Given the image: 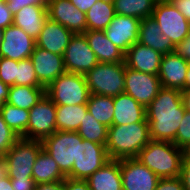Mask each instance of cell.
I'll return each instance as SVG.
<instances>
[{
	"label": "cell",
	"instance_id": "6da1fadb",
	"mask_svg": "<svg viewBox=\"0 0 190 190\" xmlns=\"http://www.w3.org/2000/svg\"><path fill=\"white\" fill-rule=\"evenodd\" d=\"M185 110L182 91L161 87L155 99L146 107L150 139L173 142Z\"/></svg>",
	"mask_w": 190,
	"mask_h": 190
},
{
	"label": "cell",
	"instance_id": "7a4b0ae2",
	"mask_svg": "<svg viewBox=\"0 0 190 190\" xmlns=\"http://www.w3.org/2000/svg\"><path fill=\"white\" fill-rule=\"evenodd\" d=\"M151 141L148 122L112 125L108 128L106 151L110 159L136 158Z\"/></svg>",
	"mask_w": 190,
	"mask_h": 190
},
{
	"label": "cell",
	"instance_id": "3957f363",
	"mask_svg": "<svg viewBox=\"0 0 190 190\" xmlns=\"http://www.w3.org/2000/svg\"><path fill=\"white\" fill-rule=\"evenodd\" d=\"M185 150L173 142L151 140L136 159L159 178L180 177Z\"/></svg>",
	"mask_w": 190,
	"mask_h": 190
},
{
	"label": "cell",
	"instance_id": "277c9868",
	"mask_svg": "<svg viewBox=\"0 0 190 190\" xmlns=\"http://www.w3.org/2000/svg\"><path fill=\"white\" fill-rule=\"evenodd\" d=\"M43 149L40 140L19 138L1 158L10 179H33L32 170L36 158Z\"/></svg>",
	"mask_w": 190,
	"mask_h": 190
},
{
	"label": "cell",
	"instance_id": "5b68a950",
	"mask_svg": "<svg viewBox=\"0 0 190 190\" xmlns=\"http://www.w3.org/2000/svg\"><path fill=\"white\" fill-rule=\"evenodd\" d=\"M125 62L98 63L85 74L90 94L115 97L124 92Z\"/></svg>",
	"mask_w": 190,
	"mask_h": 190
},
{
	"label": "cell",
	"instance_id": "8992f818",
	"mask_svg": "<svg viewBox=\"0 0 190 190\" xmlns=\"http://www.w3.org/2000/svg\"><path fill=\"white\" fill-rule=\"evenodd\" d=\"M46 95L55 105L87 104L90 95L84 74L65 72L47 88Z\"/></svg>",
	"mask_w": 190,
	"mask_h": 190
},
{
	"label": "cell",
	"instance_id": "52a82bcc",
	"mask_svg": "<svg viewBox=\"0 0 190 190\" xmlns=\"http://www.w3.org/2000/svg\"><path fill=\"white\" fill-rule=\"evenodd\" d=\"M82 141L77 132L56 131L41 142L46 153L55 160L61 172L67 176L77 160L78 142Z\"/></svg>",
	"mask_w": 190,
	"mask_h": 190
},
{
	"label": "cell",
	"instance_id": "ba28073f",
	"mask_svg": "<svg viewBox=\"0 0 190 190\" xmlns=\"http://www.w3.org/2000/svg\"><path fill=\"white\" fill-rule=\"evenodd\" d=\"M152 18L175 47L190 34V22L168 0L156 2Z\"/></svg>",
	"mask_w": 190,
	"mask_h": 190
},
{
	"label": "cell",
	"instance_id": "9c48e42d",
	"mask_svg": "<svg viewBox=\"0 0 190 190\" xmlns=\"http://www.w3.org/2000/svg\"><path fill=\"white\" fill-rule=\"evenodd\" d=\"M110 160L105 145L83 139L82 142H78L77 160L66 177L86 180Z\"/></svg>",
	"mask_w": 190,
	"mask_h": 190
},
{
	"label": "cell",
	"instance_id": "30bf717a",
	"mask_svg": "<svg viewBox=\"0 0 190 190\" xmlns=\"http://www.w3.org/2000/svg\"><path fill=\"white\" fill-rule=\"evenodd\" d=\"M29 114L26 139L43 141L57 131L56 105L46 94L29 110Z\"/></svg>",
	"mask_w": 190,
	"mask_h": 190
},
{
	"label": "cell",
	"instance_id": "8fae6325",
	"mask_svg": "<svg viewBox=\"0 0 190 190\" xmlns=\"http://www.w3.org/2000/svg\"><path fill=\"white\" fill-rule=\"evenodd\" d=\"M66 72L86 74L98 63L84 34H74L63 55Z\"/></svg>",
	"mask_w": 190,
	"mask_h": 190
},
{
	"label": "cell",
	"instance_id": "7c38bea8",
	"mask_svg": "<svg viewBox=\"0 0 190 190\" xmlns=\"http://www.w3.org/2000/svg\"><path fill=\"white\" fill-rule=\"evenodd\" d=\"M160 88L158 75L138 72L125 66L124 92L145 108L155 99Z\"/></svg>",
	"mask_w": 190,
	"mask_h": 190
},
{
	"label": "cell",
	"instance_id": "4fadbf2b",
	"mask_svg": "<svg viewBox=\"0 0 190 190\" xmlns=\"http://www.w3.org/2000/svg\"><path fill=\"white\" fill-rule=\"evenodd\" d=\"M123 190H155L160 179L136 158L120 160Z\"/></svg>",
	"mask_w": 190,
	"mask_h": 190
},
{
	"label": "cell",
	"instance_id": "5bb4252c",
	"mask_svg": "<svg viewBox=\"0 0 190 190\" xmlns=\"http://www.w3.org/2000/svg\"><path fill=\"white\" fill-rule=\"evenodd\" d=\"M3 34L4 39L0 44V57H6L15 61L31 57L36 46L35 39L13 24L4 28Z\"/></svg>",
	"mask_w": 190,
	"mask_h": 190
},
{
	"label": "cell",
	"instance_id": "9a60e30c",
	"mask_svg": "<svg viewBox=\"0 0 190 190\" xmlns=\"http://www.w3.org/2000/svg\"><path fill=\"white\" fill-rule=\"evenodd\" d=\"M140 22L139 18L116 14L104 32L115 46L126 53L138 41Z\"/></svg>",
	"mask_w": 190,
	"mask_h": 190
},
{
	"label": "cell",
	"instance_id": "2e32d148",
	"mask_svg": "<svg viewBox=\"0 0 190 190\" xmlns=\"http://www.w3.org/2000/svg\"><path fill=\"white\" fill-rule=\"evenodd\" d=\"M48 18L65 26L74 34L87 31L86 14L78 10L70 0H50L47 5Z\"/></svg>",
	"mask_w": 190,
	"mask_h": 190
},
{
	"label": "cell",
	"instance_id": "e0dca14e",
	"mask_svg": "<svg viewBox=\"0 0 190 190\" xmlns=\"http://www.w3.org/2000/svg\"><path fill=\"white\" fill-rule=\"evenodd\" d=\"M30 59L38 81L47 88L55 79L66 72L62 55L51 53L35 46Z\"/></svg>",
	"mask_w": 190,
	"mask_h": 190
},
{
	"label": "cell",
	"instance_id": "ac0fdd59",
	"mask_svg": "<svg viewBox=\"0 0 190 190\" xmlns=\"http://www.w3.org/2000/svg\"><path fill=\"white\" fill-rule=\"evenodd\" d=\"M189 62L176 52L162 55L158 77L161 87L183 91Z\"/></svg>",
	"mask_w": 190,
	"mask_h": 190
},
{
	"label": "cell",
	"instance_id": "d6986e66",
	"mask_svg": "<svg viewBox=\"0 0 190 190\" xmlns=\"http://www.w3.org/2000/svg\"><path fill=\"white\" fill-rule=\"evenodd\" d=\"M162 54L152 48L134 43L125 53L126 67L143 73L158 75Z\"/></svg>",
	"mask_w": 190,
	"mask_h": 190
},
{
	"label": "cell",
	"instance_id": "ffe728a7",
	"mask_svg": "<svg viewBox=\"0 0 190 190\" xmlns=\"http://www.w3.org/2000/svg\"><path fill=\"white\" fill-rule=\"evenodd\" d=\"M73 35L65 26L48 18L36 39V46L63 56Z\"/></svg>",
	"mask_w": 190,
	"mask_h": 190
},
{
	"label": "cell",
	"instance_id": "44dd1931",
	"mask_svg": "<svg viewBox=\"0 0 190 190\" xmlns=\"http://www.w3.org/2000/svg\"><path fill=\"white\" fill-rule=\"evenodd\" d=\"M48 19L47 6L29 5L19 10L13 17V25L20 27L33 39H37Z\"/></svg>",
	"mask_w": 190,
	"mask_h": 190
},
{
	"label": "cell",
	"instance_id": "7402d4cb",
	"mask_svg": "<svg viewBox=\"0 0 190 190\" xmlns=\"http://www.w3.org/2000/svg\"><path fill=\"white\" fill-rule=\"evenodd\" d=\"M113 125H128L137 122H147L146 108L123 92L113 97Z\"/></svg>",
	"mask_w": 190,
	"mask_h": 190
},
{
	"label": "cell",
	"instance_id": "603a6c76",
	"mask_svg": "<svg viewBox=\"0 0 190 190\" xmlns=\"http://www.w3.org/2000/svg\"><path fill=\"white\" fill-rule=\"evenodd\" d=\"M84 35L99 63L125 62V53L107 38L104 31L87 30Z\"/></svg>",
	"mask_w": 190,
	"mask_h": 190
},
{
	"label": "cell",
	"instance_id": "cb8c5ba5",
	"mask_svg": "<svg viewBox=\"0 0 190 190\" xmlns=\"http://www.w3.org/2000/svg\"><path fill=\"white\" fill-rule=\"evenodd\" d=\"M137 42L160 52L162 55L175 52V46L161 32L160 27L152 17L141 20Z\"/></svg>",
	"mask_w": 190,
	"mask_h": 190
},
{
	"label": "cell",
	"instance_id": "d4e9b609",
	"mask_svg": "<svg viewBox=\"0 0 190 190\" xmlns=\"http://www.w3.org/2000/svg\"><path fill=\"white\" fill-rule=\"evenodd\" d=\"M90 190H123L120 160L111 159L86 179Z\"/></svg>",
	"mask_w": 190,
	"mask_h": 190
},
{
	"label": "cell",
	"instance_id": "484cf974",
	"mask_svg": "<svg viewBox=\"0 0 190 190\" xmlns=\"http://www.w3.org/2000/svg\"><path fill=\"white\" fill-rule=\"evenodd\" d=\"M32 178L36 184L63 181L66 176L58 164L44 149L38 154L32 170Z\"/></svg>",
	"mask_w": 190,
	"mask_h": 190
},
{
	"label": "cell",
	"instance_id": "4316f807",
	"mask_svg": "<svg viewBox=\"0 0 190 190\" xmlns=\"http://www.w3.org/2000/svg\"><path fill=\"white\" fill-rule=\"evenodd\" d=\"M87 112V104L56 105L57 131L77 132Z\"/></svg>",
	"mask_w": 190,
	"mask_h": 190
},
{
	"label": "cell",
	"instance_id": "83f0119b",
	"mask_svg": "<svg viewBox=\"0 0 190 190\" xmlns=\"http://www.w3.org/2000/svg\"><path fill=\"white\" fill-rule=\"evenodd\" d=\"M45 94V87L14 85L9 87L6 103L21 109L30 110Z\"/></svg>",
	"mask_w": 190,
	"mask_h": 190
},
{
	"label": "cell",
	"instance_id": "f1b7e54d",
	"mask_svg": "<svg viewBox=\"0 0 190 190\" xmlns=\"http://www.w3.org/2000/svg\"><path fill=\"white\" fill-rule=\"evenodd\" d=\"M85 14L87 30L104 31L116 15L113 0H98Z\"/></svg>",
	"mask_w": 190,
	"mask_h": 190
},
{
	"label": "cell",
	"instance_id": "f546056e",
	"mask_svg": "<svg viewBox=\"0 0 190 190\" xmlns=\"http://www.w3.org/2000/svg\"><path fill=\"white\" fill-rule=\"evenodd\" d=\"M88 112L106 127L113 125L114 102L113 97L90 94L87 102Z\"/></svg>",
	"mask_w": 190,
	"mask_h": 190
},
{
	"label": "cell",
	"instance_id": "4dcf8cb0",
	"mask_svg": "<svg viewBox=\"0 0 190 190\" xmlns=\"http://www.w3.org/2000/svg\"><path fill=\"white\" fill-rule=\"evenodd\" d=\"M157 0H113L115 14L140 20L152 17Z\"/></svg>",
	"mask_w": 190,
	"mask_h": 190
},
{
	"label": "cell",
	"instance_id": "1f68e13d",
	"mask_svg": "<svg viewBox=\"0 0 190 190\" xmlns=\"http://www.w3.org/2000/svg\"><path fill=\"white\" fill-rule=\"evenodd\" d=\"M0 113L10 129L18 137L26 139V130L30 115L29 110L21 109L5 102Z\"/></svg>",
	"mask_w": 190,
	"mask_h": 190
},
{
	"label": "cell",
	"instance_id": "d6a6232c",
	"mask_svg": "<svg viewBox=\"0 0 190 190\" xmlns=\"http://www.w3.org/2000/svg\"><path fill=\"white\" fill-rule=\"evenodd\" d=\"M77 133L84 140L102 145L107 143L108 127L99 123L89 112L84 116Z\"/></svg>",
	"mask_w": 190,
	"mask_h": 190
},
{
	"label": "cell",
	"instance_id": "836d02e7",
	"mask_svg": "<svg viewBox=\"0 0 190 190\" xmlns=\"http://www.w3.org/2000/svg\"><path fill=\"white\" fill-rule=\"evenodd\" d=\"M15 85L44 87L39 81L35 73V68L30 58L20 60L17 68V78Z\"/></svg>",
	"mask_w": 190,
	"mask_h": 190
},
{
	"label": "cell",
	"instance_id": "e575fe53",
	"mask_svg": "<svg viewBox=\"0 0 190 190\" xmlns=\"http://www.w3.org/2000/svg\"><path fill=\"white\" fill-rule=\"evenodd\" d=\"M18 63L19 61L0 57V80L9 87L15 85Z\"/></svg>",
	"mask_w": 190,
	"mask_h": 190
},
{
	"label": "cell",
	"instance_id": "d590c367",
	"mask_svg": "<svg viewBox=\"0 0 190 190\" xmlns=\"http://www.w3.org/2000/svg\"><path fill=\"white\" fill-rule=\"evenodd\" d=\"M19 138L3 120L0 113V158L11 149Z\"/></svg>",
	"mask_w": 190,
	"mask_h": 190
},
{
	"label": "cell",
	"instance_id": "8d00e7d4",
	"mask_svg": "<svg viewBox=\"0 0 190 190\" xmlns=\"http://www.w3.org/2000/svg\"><path fill=\"white\" fill-rule=\"evenodd\" d=\"M173 143L184 150L190 146V111L185 110Z\"/></svg>",
	"mask_w": 190,
	"mask_h": 190
},
{
	"label": "cell",
	"instance_id": "74e56055",
	"mask_svg": "<svg viewBox=\"0 0 190 190\" xmlns=\"http://www.w3.org/2000/svg\"><path fill=\"white\" fill-rule=\"evenodd\" d=\"M155 190H185L180 177L160 178Z\"/></svg>",
	"mask_w": 190,
	"mask_h": 190
},
{
	"label": "cell",
	"instance_id": "f35d334b",
	"mask_svg": "<svg viewBox=\"0 0 190 190\" xmlns=\"http://www.w3.org/2000/svg\"><path fill=\"white\" fill-rule=\"evenodd\" d=\"M50 0H6L7 7L13 15L25 6L43 4L48 5Z\"/></svg>",
	"mask_w": 190,
	"mask_h": 190
},
{
	"label": "cell",
	"instance_id": "ab89813d",
	"mask_svg": "<svg viewBox=\"0 0 190 190\" xmlns=\"http://www.w3.org/2000/svg\"><path fill=\"white\" fill-rule=\"evenodd\" d=\"M14 15L7 7L6 0H0V28L4 29L13 24Z\"/></svg>",
	"mask_w": 190,
	"mask_h": 190
},
{
	"label": "cell",
	"instance_id": "60d3db41",
	"mask_svg": "<svg viewBox=\"0 0 190 190\" xmlns=\"http://www.w3.org/2000/svg\"><path fill=\"white\" fill-rule=\"evenodd\" d=\"M63 185L64 190H90L86 180H75L66 177L63 180Z\"/></svg>",
	"mask_w": 190,
	"mask_h": 190
},
{
	"label": "cell",
	"instance_id": "b9f144b4",
	"mask_svg": "<svg viewBox=\"0 0 190 190\" xmlns=\"http://www.w3.org/2000/svg\"><path fill=\"white\" fill-rule=\"evenodd\" d=\"M180 178L185 190H190V157L183 158Z\"/></svg>",
	"mask_w": 190,
	"mask_h": 190
},
{
	"label": "cell",
	"instance_id": "7bdbcfd3",
	"mask_svg": "<svg viewBox=\"0 0 190 190\" xmlns=\"http://www.w3.org/2000/svg\"><path fill=\"white\" fill-rule=\"evenodd\" d=\"M14 190H35L34 179H10Z\"/></svg>",
	"mask_w": 190,
	"mask_h": 190
},
{
	"label": "cell",
	"instance_id": "ee69618b",
	"mask_svg": "<svg viewBox=\"0 0 190 190\" xmlns=\"http://www.w3.org/2000/svg\"><path fill=\"white\" fill-rule=\"evenodd\" d=\"M175 52L190 62V34L175 47Z\"/></svg>",
	"mask_w": 190,
	"mask_h": 190
},
{
	"label": "cell",
	"instance_id": "f6af8a7d",
	"mask_svg": "<svg viewBox=\"0 0 190 190\" xmlns=\"http://www.w3.org/2000/svg\"><path fill=\"white\" fill-rule=\"evenodd\" d=\"M190 22V0H168Z\"/></svg>",
	"mask_w": 190,
	"mask_h": 190
},
{
	"label": "cell",
	"instance_id": "bcb514c9",
	"mask_svg": "<svg viewBox=\"0 0 190 190\" xmlns=\"http://www.w3.org/2000/svg\"><path fill=\"white\" fill-rule=\"evenodd\" d=\"M81 12L86 13L98 0H70Z\"/></svg>",
	"mask_w": 190,
	"mask_h": 190
},
{
	"label": "cell",
	"instance_id": "7dc6e473",
	"mask_svg": "<svg viewBox=\"0 0 190 190\" xmlns=\"http://www.w3.org/2000/svg\"><path fill=\"white\" fill-rule=\"evenodd\" d=\"M35 190H64L63 181L36 184Z\"/></svg>",
	"mask_w": 190,
	"mask_h": 190
},
{
	"label": "cell",
	"instance_id": "c3c4849f",
	"mask_svg": "<svg viewBox=\"0 0 190 190\" xmlns=\"http://www.w3.org/2000/svg\"><path fill=\"white\" fill-rule=\"evenodd\" d=\"M8 92H9V86L4 84L0 80V110L3 107V104L6 102L7 97H8Z\"/></svg>",
	"mask_w": 190,
	"mask_h": 190
},
{
	"label": "cell",
	"instance_id": "681fc988",
	"mask_svg": "<svg viewBox=\"0 0 190 190\" xmlns=\"http://www.w3.org/2000/svg\"><path fill=\"white\" fill-rule=\"evenodd\" d=\"M0 190H14L11 180L7 175L0 180Z\"/></svg>",
	"mask_w": 190,
	"mask_h": 190
},
{
	"label": "cell",
	"instance_id": "f907efd6",
	"mask_svg": "<svg viewBox=\"0 0 190 190\" xmlns=\"http://www.w3.org/2000/svg\"><path fill=\"white\" fill-rule=\"evenodd\" d=\"M182 97L186 110L190 111V89L183 90Z\"/></svg>",
	"mask_w": 190,
	"mask_h": 190
},
{
	"label": "cell",
	"instance_id": "816d5d0a",
	"mask_svg": "<svg viewBox=\"0 0 190 190\" xmlns=\"http://www.w3.org/2000/svg\"><path fill=\"white\" fill-rule=\"evenodd\" d=\"M190 89V62L188 64V70H187V75L185 79V86L183 90Z\"/></svg>",
	"mask_w": 190,
	"mask_h": 190
},
{
	"label": "cell",
	"instance_id": "f5cc1de1",
	"mask_svg": "<svg viewBox=\"0 0 190 190\" xmlns=\"http://www.w3.org/2000/svg\"><path fill=\"white\" fill-rule=\"evenodd\" d=\"M7 174H6V167H5V163L2 161V160H0V180L4 177V176H6Z\"/></svg>",
	"mask_w": 190,
	"mask_h": 190
},
{
	"label": "cell",
	"instance_id": "db71d44e",
	"mask_svg": "<svg viewBox=\"0 0 190 190\" xmlns=\"http://www.w3.org/2000/svg\"><path fill=\"white\" fill-rule=\"evenodd\" d=\"M184 157H190V146L185 150Z\"/></svg>",
	"mask_w": 190,
	"mask_h": 190
},
{
	"label": "cell",
	"instance_id": "11a10c76",
	"mask_svg": "<svg viewBox=\"0 0 190 190\" xmlns=\"http://www.w3.org/2000/svg\"><path fill=\"white\" fill-rule=\"evenodd\" d=\"M3 36H4L3 29L0 28V44L2 43V41L4 39Z\"/></svg>",
	"mask_w": 190,
	"mask_h": 190
}]
</instances>
